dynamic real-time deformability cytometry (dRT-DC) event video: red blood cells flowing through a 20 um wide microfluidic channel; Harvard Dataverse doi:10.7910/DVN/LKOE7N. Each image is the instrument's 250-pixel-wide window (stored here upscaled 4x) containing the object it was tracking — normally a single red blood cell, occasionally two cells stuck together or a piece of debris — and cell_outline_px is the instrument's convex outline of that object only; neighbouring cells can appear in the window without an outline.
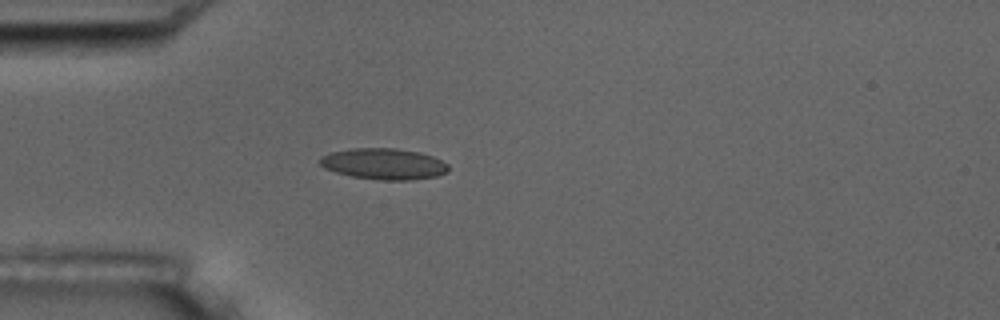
{"species": "common noctule bat (a hibernating species)", "species_latin": "Nyctalus noctula", "temperature_condition": "room temperature", "stored_images_in_passage": 3, "camera_frame_rate_fps": 3000, "um_per_image_px": 0.085, "animal": {"sex": "male", "body_mass_g": 17.5, "forearm_length_mm": 52.3}, "frame": {"image": 1, "passage_image": 3, "time_ms": 2.333, "image_size_px": [1000, 320], "cell_outline_px": [[448, 172], [436, 176], [412, 180], [376, 180], [352, 176], [336, 172], [324, 168], [320, 164], [320, 156], [332, 152], [352, 148], [396, 148], [420, 152], [432, 156], [448, 164]], "centroid_in_image_um": [32.63, 13.93], "position_along_channel_um": 52.4, "area_um2": 23.35}}